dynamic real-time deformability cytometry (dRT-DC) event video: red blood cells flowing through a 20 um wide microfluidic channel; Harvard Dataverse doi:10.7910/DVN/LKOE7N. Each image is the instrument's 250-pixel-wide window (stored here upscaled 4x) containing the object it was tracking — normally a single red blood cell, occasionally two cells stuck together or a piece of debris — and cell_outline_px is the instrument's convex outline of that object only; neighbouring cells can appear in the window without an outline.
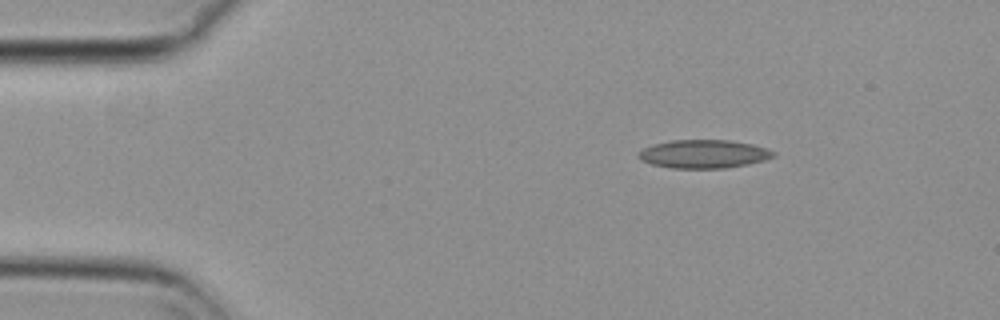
{"species": "common noctule bat (a hibernating species)", "species_latin": "Nyctalus noctula", "temperature_condition": "cold", "stored_images_in_passage": 41, "camera_frame_rate_fps": 3000, "um_per_image_px": 0.085, "animal": {"sex": "female", "body_mass_g": 29.2, "forearm_length_mm": 56.3}, "frame": {"image": 1, "passage_image": 1, "time_ms": 0.0, "image_size_px": [1000, 320], "cell_outline_px": [[776, 156], [764, 160], [748, 164], [724, 168], [672, 168], [652, 164], [640, 160], [636, 156], [636, 152], [652, 144], [672, 140], [732, 140], [752, 144], [776, 152]], "centroid_in_image_um": [59.78, 13.08], "position_along_channel_um": 25.2, "area_um2": 22.43}}
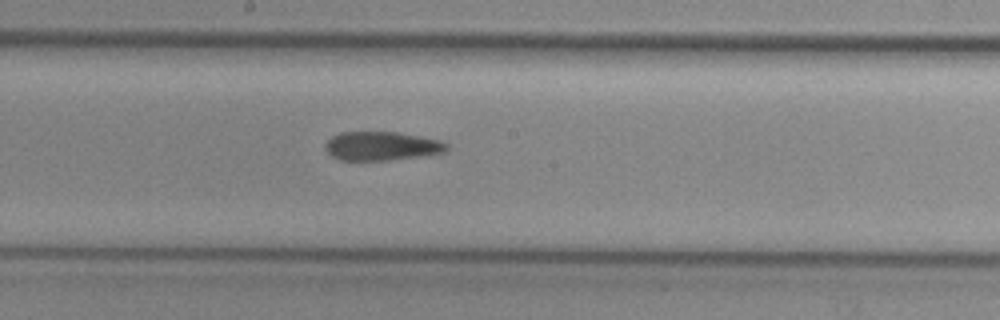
{"frame": {"image": 2, "passage_image": 22, "time_ms": 7.0, "image_size_px": [1000, 320], "cell_outline_px": [[448, 148], [444, 152], [420, 156], [388, 160], [340, 160], [332, 156], [324, 148], [324, 144], [332, 136], [340, 132], [396, 132], [440, 140], [448, 144]], "centroid_in_image_um": [32.41, 12.41], "position_along_channel_um": 215.8, "area_um2": 20.29}}
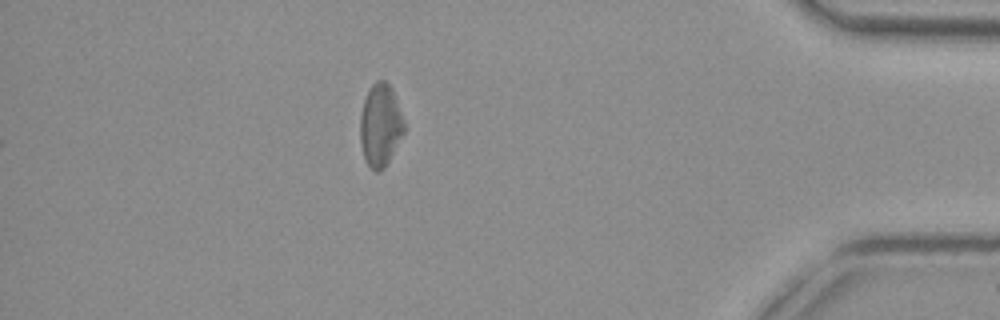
{"frame": {"image": 3, "passage_image": 41, "time_ms": 13.333, "image_size_px": [1000, 320], "cell_outline_px": [[404, 132], [384, 168], [380, 172], [376, 172], [364, 160], [360, 144], [360, 116], [364, 100], [368, 88], [376, 80], [384, 80], [392, 88], [404, 124]], "centroid_in_image_um": [32.3, 10.64], "position_along_channel_um": 402.9, "area_um2": 20.98}, "authors_computed_cell_mechanics": {"area_um2": 21.386, "velocity_mm_per_s": 3.6937, "shape_relaxation_time_tau1_ms": null, "shape_relaxation_time_tau2_ms": 7.2346, "deformation_change_tau1": null, "deformation_change_tau2": 0.1667}}